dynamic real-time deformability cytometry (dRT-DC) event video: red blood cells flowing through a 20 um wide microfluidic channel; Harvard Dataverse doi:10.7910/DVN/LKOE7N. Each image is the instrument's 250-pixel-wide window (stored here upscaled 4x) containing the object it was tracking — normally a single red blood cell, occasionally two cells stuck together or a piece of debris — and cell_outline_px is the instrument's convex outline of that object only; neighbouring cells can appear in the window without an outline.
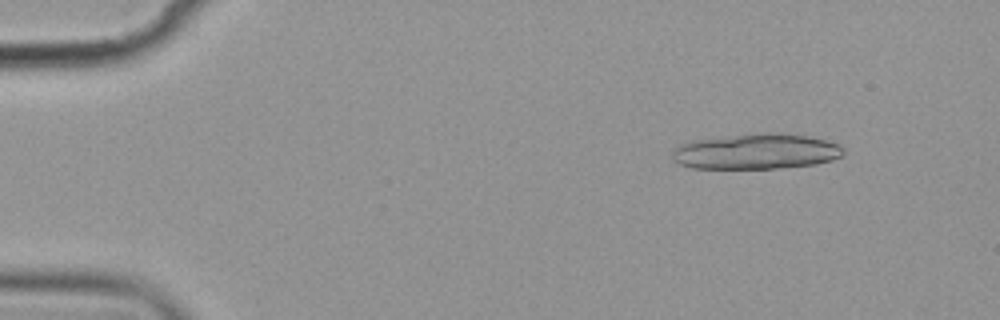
{"species": "common noctule bat (a hibernating species)", "species_latin": "Nyctalus noctula", "temperature_condition": "cold", "stored_images_in_passage": 3, "camera_frame_rate_fps": 3000, "um_per_image_px": 0.085, "animal": {"sex": "female", "body_mass_g": 19.9}, "frame": {"image": 1, "passage_image": 1, "time_ms": 0.0, "image_size_px": [1000, 320], "cell_outline_px": [[844, 152], [840, 156], [832, 160], [816, 164], [776, 168], [692, 168], [680, 164], [672, 160], [672, 152], [676, 148], [684, 144], [696, 140], [764, 132], [768, 132], [808, 136], [824, 140], [836, 144]], "centroid_in_image_um": [64.27, 12.89], "position_along_channel_um": 20.7, "area_um2": 34.74}}